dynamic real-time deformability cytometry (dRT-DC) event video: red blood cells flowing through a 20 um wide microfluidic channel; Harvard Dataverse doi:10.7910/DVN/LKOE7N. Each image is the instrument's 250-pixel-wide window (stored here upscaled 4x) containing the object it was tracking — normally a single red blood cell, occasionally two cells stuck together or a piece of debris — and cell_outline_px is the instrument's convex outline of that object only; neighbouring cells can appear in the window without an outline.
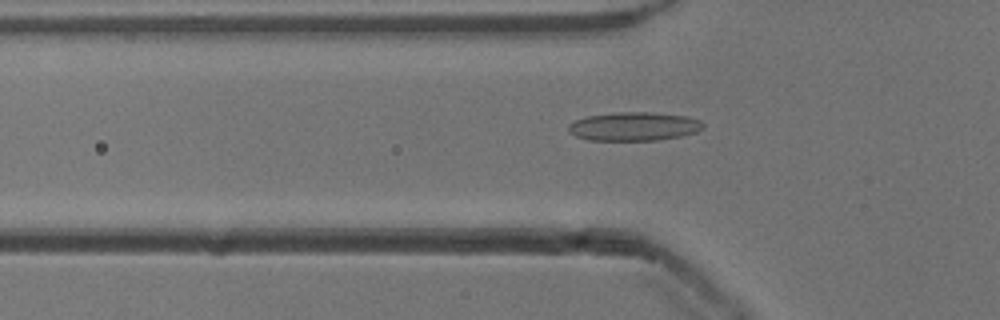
{"species": "common noctule bat (a hibernating species)", "species_latin": "Nyctalus noctula", "temperature_condition": "cold", "stored_images_in_passage": 30, "camera_frame_rate_fps": 3000, "um_per_image_px": 0.085, "animal": {"sex": "male", "body_mass_g": 13.3}, "frame": {"image": 1, "passage_image": 7, "time_ms": 2.0, "image_size_px": [1000, 320], "cell_outline_px": [[704, 128], [696, 132], [680, 136], [656, 140], [588, 140], [576, 136], [568, 132], [568, 124], [576, 120], [588, 116], [616, 112], [652, 112], [688, 116], [700, 120], [704, 124]], "centroid_in_image_um": [53.9, 10.74], "position_along_channel_um": 71.9, "area_um2": 22.54}}
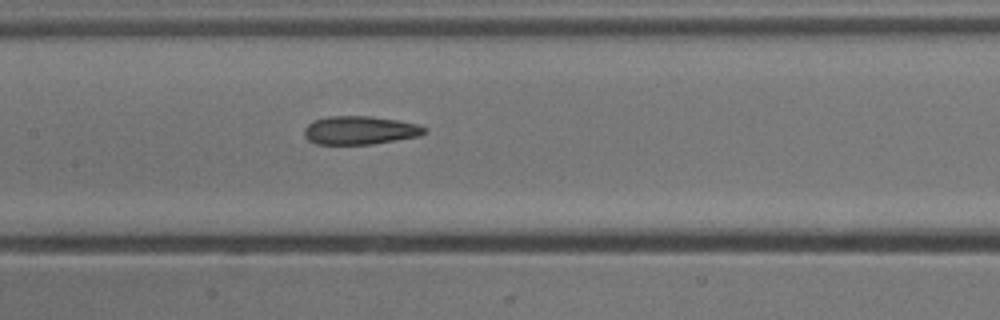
{"frame": {"image": 2, "passage_image": 15, "time_ms": 4.667, "image_size_px": [1000, 320], "cell_outline_px": [[428, 132], [420, 136], [372, 144], [316, 144], [308, 140], [304, 136], [304, 128], [312, 120], [328, 116], [372, 116], [396, 120], [416, 124], [428, 128]], "centroid_in_image_um": [30.59, 11.07], "position_along_channel_um": 176.8, "area_um2": 20.06}}
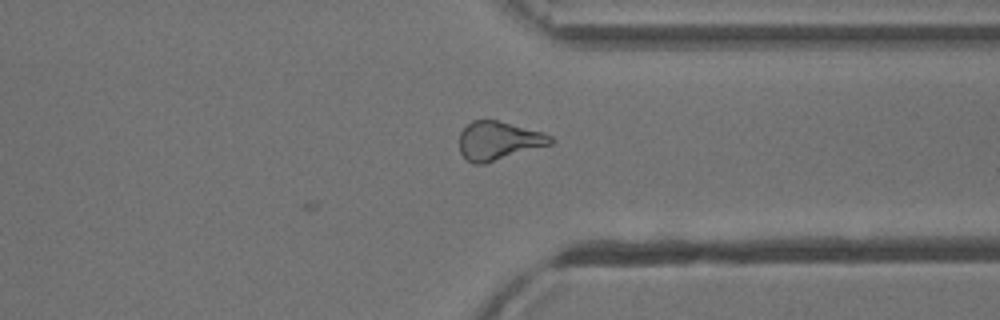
{"frame": {"image": 3, "passage_image": 30, "time_ms": 9.667, "image_size_px": [1000, 320], "cell_outline_px": [[556, 140], [552, 144], [484, 164], [472, 164], [460, 152], [460, 132], [472, 120], [496, 120], [544, 132], [552, 136]], "centroid_in_image_um": [42.41, 11.96], "position_along_channel_um": 369.0, "area_um2": 20.52}, "authors_computed_cell_mechanics": {"area_um2": 20.4034, "velocity_mm_per_s": 3.889, "shape_relaxation_time_tau1_ms": null, "shape_relaxation_time_tau2_ms": 2.3367, "deformation_change_tau1": null, "deformation_change_tau2": 0.1128}}